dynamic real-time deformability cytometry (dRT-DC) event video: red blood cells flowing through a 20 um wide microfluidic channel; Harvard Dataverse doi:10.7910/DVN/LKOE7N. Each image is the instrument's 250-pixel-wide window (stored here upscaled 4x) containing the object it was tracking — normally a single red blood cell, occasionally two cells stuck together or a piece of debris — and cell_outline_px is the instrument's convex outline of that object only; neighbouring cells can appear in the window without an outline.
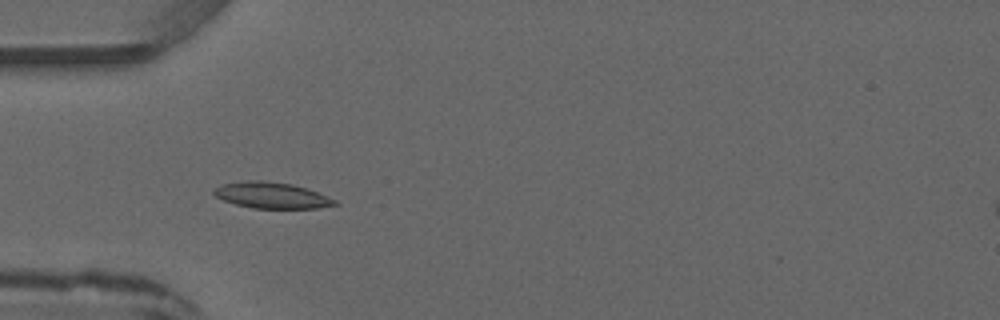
{"species": "common noctule bat (a hibernating species)", "species_latin": "Nyctalus noctula", "temperature_condition": "warm", "stored_images_in_passage": 5, "camera_frame_rate_fps": 3000, "um_per_image_px": 0.085, "animal": {"sex": "male", "forearm_length_mm": 52.5}, "frame": {"image": 1, "passage_image": 4, "time_ms": 4.333, "image_size_px": [1000, 320], "cell_outline_px": [[340, 204], [316, 208], [252, 208], [236, 204], [224, 200], [216, 196], [212, 192], [216, 188], [224, 184], [248, 180], [264, 180], [292, 184], [308, 188], [328, 196], [336, 200]], "centroid_in_image_um": [23.14, 16.6], "position_along_channel_um": 61.9, "area_um2": 18.32}}
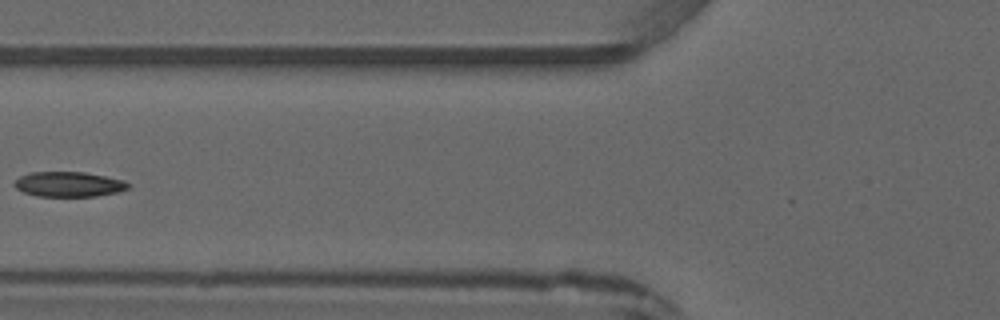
{"frame": {"image": 2, "passage_image": 5, "time_ms": 5.667, "image_size_px": [1000, 320], "cell_outline_px": [[132, 184], [128, 188], [116, 192], [96, 196], [36, 196], [24, 192], [16, 188], [12, 184], [20, 176], [32, 172], [84, 172], [124, 180]], "centroid_in_image_um": [5.84, 15.66], "position_along_channel_um": 120.0, "area_um2": 16.53}}